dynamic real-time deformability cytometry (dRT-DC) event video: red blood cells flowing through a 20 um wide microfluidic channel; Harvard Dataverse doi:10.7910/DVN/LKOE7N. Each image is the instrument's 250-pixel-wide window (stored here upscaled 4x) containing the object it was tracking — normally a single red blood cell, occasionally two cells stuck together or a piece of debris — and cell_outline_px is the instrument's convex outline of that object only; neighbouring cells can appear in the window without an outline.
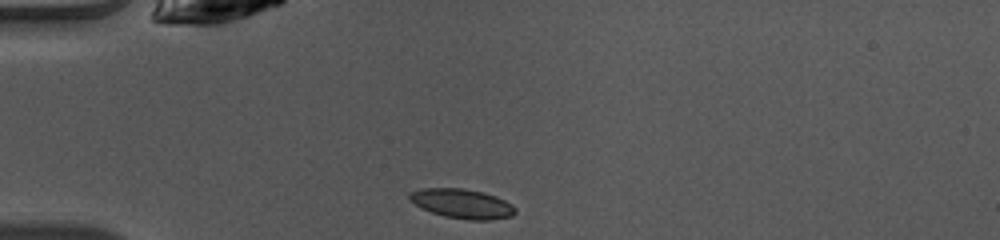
{"species": "common noctule bat (a hibernating species)", "species_latin": "Nyctalus noctula", "temperature_condition": "warm", "stored_images_in_passage": 37, "camera_frame_rate_fps": 3000, "um_per_image_px": 0.085, "animal": {"sex": "female", "body_mass_g": 10.0, "forearm_length_mm": 53.1}, "frame": {"image": 1, "passage_image": 1, "time_ms": 0.0, "image_size_px": [1000, 240], "cell_outline_px": [[516, 212], [512, 216], [492, 220], [468, 220], [444, 216], [432, 212], [408, 200], [408, 192], [420, 188], [460, 188], [484, 192], [496, 196], [512, 204], [516, 208]], "centroid_in_image_um": [39.28, 17.3], "position_along_channel_um": 45.7, "area_um2": 18.26}}
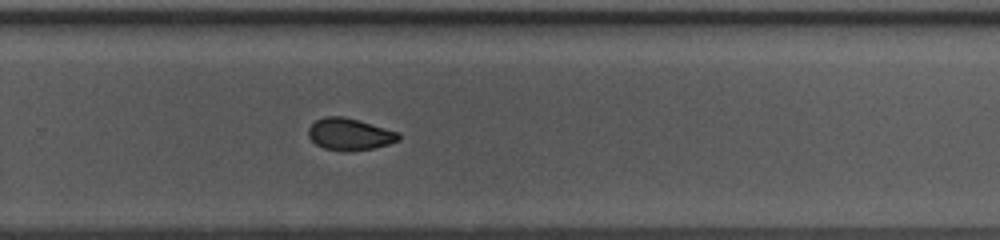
{"frame": {"image": 2, "passage_image": 21, "time_ms": 6.667, "image_size_px": [1000, 240], "cell_outline_px": [[400, 140], [388, 144], [372, 148], [352, 152], [344, 152], [324, 148], [316, 144], [308, 136], [308, 128], [316, 120], [324, 116], [344, 116], [360, 120], [400, 132]], "centroid_in_image_um": [29.73, 11.41], "position_along_channel_um": 300.1, "area_um2": 17.05}}
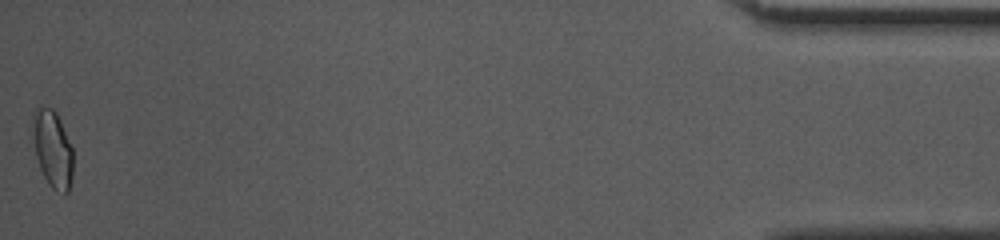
{"frame": {"image": 3, "passage_image": 37, "time_ms": 12.0, "image_size_px": [1000, 240], "cell_outline_px": [[72, 180], [68, 192], [64, 196], [52, 188], [48, 184], [40, 168], [28, 132], [36, 108], [40, 104], [52, 108], [56, 112], [60, 120], [72, 148]], "centroid_in_image_um": [4.42, 12.63], "position_along_channel_um": 430.8, "area_um2": 18.84}, "authors_computed_cell_mechanics": {"area_um2": 17.3978, "velocity_mm_per_s": 4.0929, "shape_relaxation_time_tau1_ms": 6.3814, "shape_relaxation_time_tau2_ms": 2.8715, "deformation_change_tau1": 0.1417, "deformation_change_tau2": 0.0625}}